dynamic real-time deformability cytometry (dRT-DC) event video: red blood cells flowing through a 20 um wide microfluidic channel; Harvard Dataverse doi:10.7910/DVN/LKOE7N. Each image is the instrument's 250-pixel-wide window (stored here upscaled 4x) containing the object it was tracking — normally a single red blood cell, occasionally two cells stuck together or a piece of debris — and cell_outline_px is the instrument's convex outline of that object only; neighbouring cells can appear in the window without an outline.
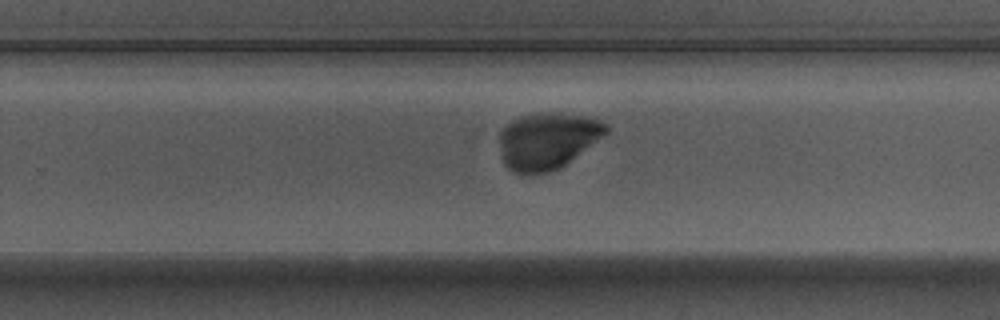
{"species": "Egyptian fruit bat (a non-hibernating species)", "species_latin": "Rousettus aegyptiacus", "temperature_condition": "warm", "stored_images_in_passage": 52, "camera_frame_rate_fps": 3000, "um_per_image_px": 0.085, "animal": {"sex": "male"}, "frame": {"image": 1, "passage_image": 36, "time_ms": 11.667, "image_size_px": [1000, 320], "cell_outline_px": [[608, 132], [560, 168], [548, 172], [532, 176], [524, 176], [512, 172], [504, 164], [500, 144], [500, 132], [512, 120], [520, 116], [548, 112], [588, 116], [600, 120], [608, 124]], "centroid_in_image_um": [46.52, 11.99], "position_along_channel_um": 283.3, "area_um2": 35.26}}
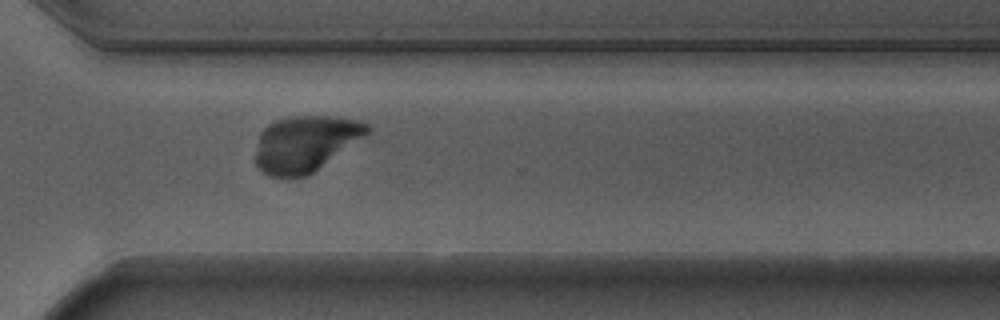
{"frame": {"image": 2, "passage_image": 41, "time_ms": 13.333, "image_size_px": [1000, 320], "cell_outline_px": [[372, 128], [364, 136], [308, 176], [268, 176], [256, 164], [256, 152], [260, 132], [268, 124], [276, 120], [292, 116], [324, 116], [360, 120], [368, 124]], "centroid_in_image_um": [25.95, 12.19], "position_along_channel_um": 344.7, "area_um2": 35.95}}